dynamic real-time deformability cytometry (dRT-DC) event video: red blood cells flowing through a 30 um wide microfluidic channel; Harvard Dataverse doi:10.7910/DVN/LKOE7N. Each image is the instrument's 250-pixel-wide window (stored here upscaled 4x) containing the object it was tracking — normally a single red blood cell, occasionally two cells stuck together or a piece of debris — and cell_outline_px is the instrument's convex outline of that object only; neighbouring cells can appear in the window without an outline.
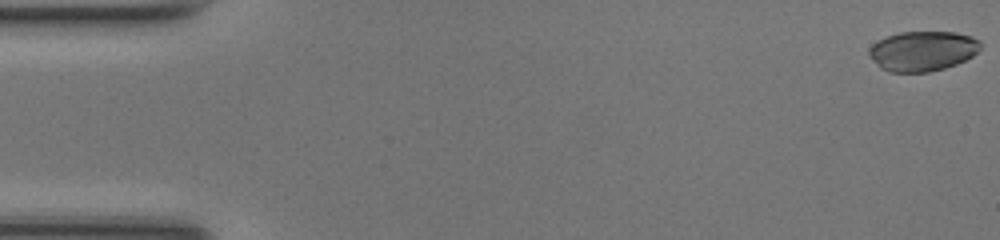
{"species": "common noctule bat (a hibernating species)", "species_latin": "Nyctalus noctula", "temperature_condition": "room temperature", "stored_images_in_passage": 49, "camera_frame_rate_fps": 3000, "um_per_image_px": 0.085, "animal": {"sex": "female", "body_mass_g": 17.0, "forearm_length_mm": 48.0}, "frame": {"image": 1, "passage_image": 1, "time_ms": 0.0, "image_size_px": [1000, 240], "cell_outline_px": [[980, 48], [972, 56], [956, 64], [944, 68], [928, 72], [888, 72], [880, 68], [868, 56], [868, 48], [872, 44], [888, 36], [900, 32], [956, 32], [972, 36], [980, 40]], "centroid_in_image_um": [78.4, 4.34], "position_along_channel_um": 6.6, "area_um2": 26.01}}
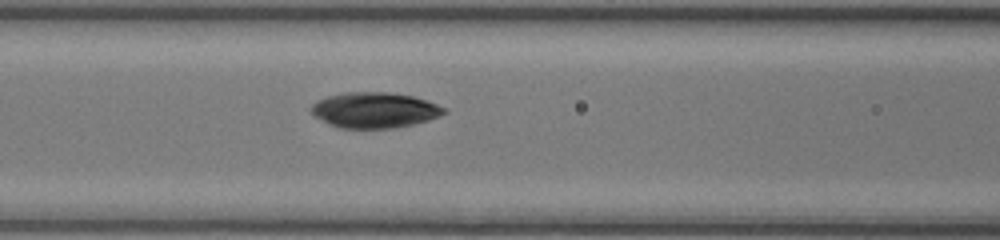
{"frame": {"image": 2, "passage_image": 21, "time_ms": 6.667, "image_size_px": [1000, 240], "cell_outline_px": [[448, 112], [440, 116], [428, 120], [396, 128], [340, 128], [316, 116], [308, 108], [316, 100], [328, 96], [344, 92], [392, 92], [412, 96], [448, 108]], "centroid_in_image_um": [31.86, 9.35], "position_along_channel_um": 134.7, "area_um2": 27.51}}
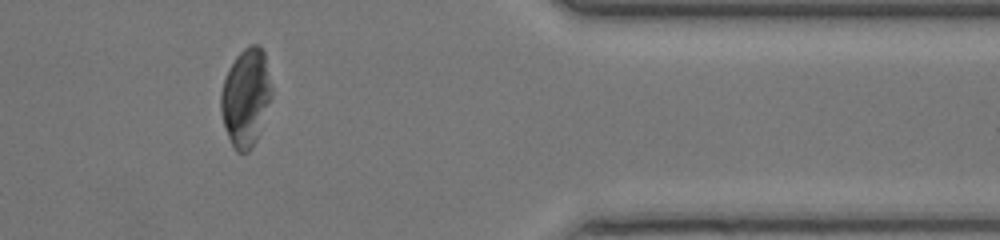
{"frame": {"image": 3, "passage_image": 41, "time_ms": 13.333, "image_size_px": [1000, 240], "cell_outline_px": [[272, 96], [260, 132], [252, 148], [248, 152], [236, 152], [224, 128], [220, 112], [220, 92], [228, 68], [236, 56], [248, 44], [256, 44], [264, 52], [272, 88]], "centroid_in_image_um": [20.88, 8.29], "position_along_channel_um": 390.5, "area_um2": 29.19}, "authors_computed_cell_mechanics": {"area_um2": 27.5706, "velocity_mm_per_s": 4.2265, "shape_relaxation_time_tau1_ms": 4.5961, "shape_relaxation_time_tau2_ms": 2.7257, "deformation_change_tau1": 0.1692, "deformation_change_tau2": 0.0374}}